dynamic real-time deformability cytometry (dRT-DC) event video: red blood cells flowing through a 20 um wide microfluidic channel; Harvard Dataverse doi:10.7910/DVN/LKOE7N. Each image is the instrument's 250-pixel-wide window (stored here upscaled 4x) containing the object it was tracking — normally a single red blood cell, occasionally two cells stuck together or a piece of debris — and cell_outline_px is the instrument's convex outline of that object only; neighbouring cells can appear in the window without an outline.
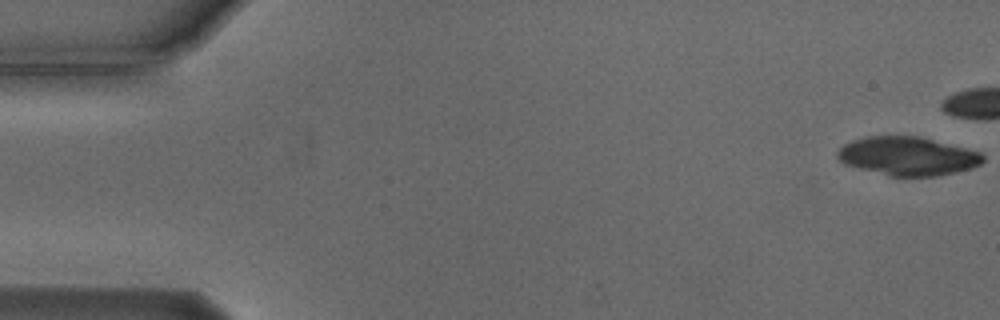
{"species": "Egyptian fruit bat (a non-hibernating species)", "species_latin": "Rousettus aegyptiacus", "temperature_condition": "cold", "stored_images_in_passage": 11, "camera_frame_rate_fps": 3000, "um_per_image_px": 0.085, "animal": {"sex": "male"}, "frame": {"image": 1, "passage_image": 1, "time_ms": 0.0, "image_size_px": [1000, 320], "cell_outline_px": [[984, 160], [980, 164], [972, 168], [956, 172], [936, 176], [888, 176], [844, 164], [836, 156], [836, 152], [844, 144], [852, 140], [868, 136], [920, 136], [980, 152], [984, 156]], "centroid_in_image_um": [77.14, 13.27], "position_along_channel_um": 7.9, "area_um2": 32.71}}